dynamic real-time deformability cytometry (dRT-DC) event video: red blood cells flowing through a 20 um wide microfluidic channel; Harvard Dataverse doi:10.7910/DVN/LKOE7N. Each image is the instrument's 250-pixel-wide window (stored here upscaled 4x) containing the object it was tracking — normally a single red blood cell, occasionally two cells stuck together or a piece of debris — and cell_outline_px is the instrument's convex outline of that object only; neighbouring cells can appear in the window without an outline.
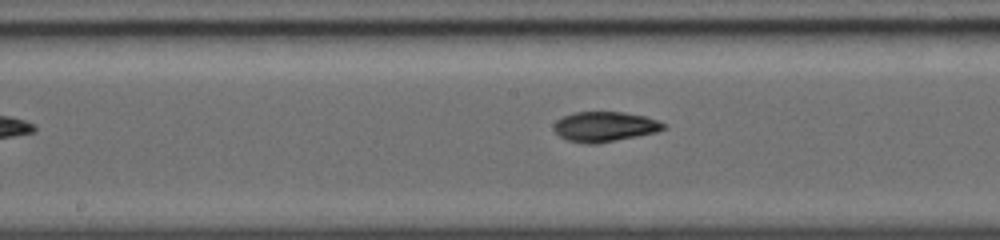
{"species": "common noctule bat (a hibernating species)", "species_latin": "Nyctalus noctula", "temperature_condition": "warm", "stored_images_in_passage": 7, "camera_frame_rate_fps": 5000, "um_per_image_px": 0.085, "animal": {"sex": "female", "body_mass_g": 19.0, "forearm_length_mm": 56.7}, "frame": {"image": 1, "passage_image": 7, "time_ms": 4.6, "image_size_px": [1000, 240], "cell_outline_px": [[668, 128], [656, 132], [600, 144], [584, 144], [568, 140], [560, 136], [552, 128], [556, 120], [564, 116], [576, 112], [624, 112], [644, 116], [656, 120], [664, 124]], "centroid_in_image_um": [51.39, 10.78], "position_along_channel_um": 196.8, "area_um2": 19.25}}